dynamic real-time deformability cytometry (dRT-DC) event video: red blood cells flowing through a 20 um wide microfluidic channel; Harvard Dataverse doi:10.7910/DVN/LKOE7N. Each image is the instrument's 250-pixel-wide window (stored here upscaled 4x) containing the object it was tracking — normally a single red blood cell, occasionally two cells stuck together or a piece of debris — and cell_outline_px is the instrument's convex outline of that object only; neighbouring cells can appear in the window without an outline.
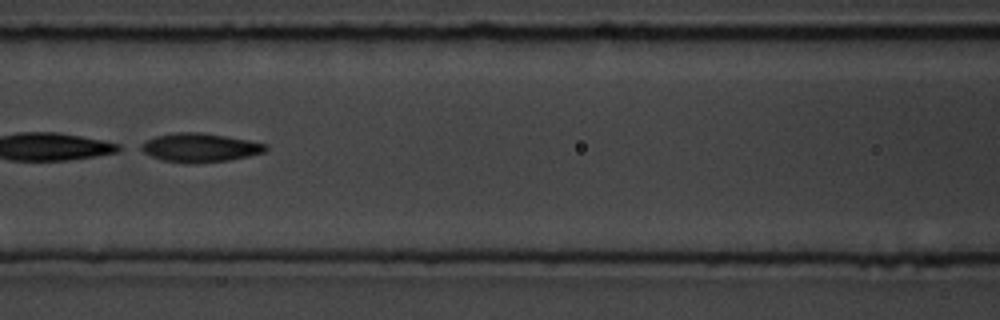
{"species": "common noctule bat (a hibernating species)", "species_latin": "Nyctalus noctula", "temperature_condition": "room temperature", "stored_images_in_passage": 15, "camera_frame_rate_fps": 3000, "um_per_image_px": 0.085, "animal": {"sex": "male", "body_mass_g": 19.5, "forearm_length_mm": 54.6}, "frame": {"image": 1, "passage_image": 7, "time_ms": 7.0, "image_size_px": [1000, 320], "cell_outline_px": [[268, 148], [264, 152], [248, 156], [228, 160], [164, 160], [152, 156], [136, 148], [136, 144], [144, 140], [156, 136], [172, 132], [200, 132], [248, 140], [268, 144]], "centroid_in_image_um": [16.93, 12.48], "position_along_channel_um": 149.7, "area_um2": 20.17}}
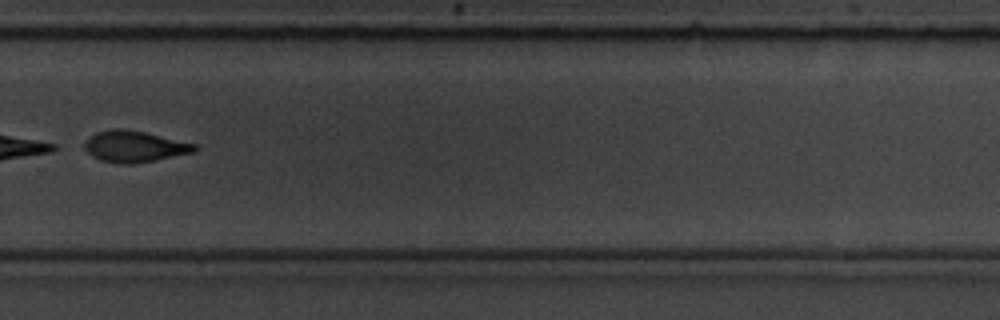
{"frame": {"image": 2, "passage_image": 11, "time_ms": 11.667, "image_size_px": [1000, 320], "cell_outline_px": [[196, 148], [192, 152], [156, 160], [132, 164], [116, 164], [100, 160], [92, 156], [84, 148], [84, 140], [96, 132], [108, 128], [124, 128], [144, 132], [196, 144]], "centroid_in_image_um": [11.35, 12.44], "position_along_channel_um": 318.5, "area_um2": 20.11}}